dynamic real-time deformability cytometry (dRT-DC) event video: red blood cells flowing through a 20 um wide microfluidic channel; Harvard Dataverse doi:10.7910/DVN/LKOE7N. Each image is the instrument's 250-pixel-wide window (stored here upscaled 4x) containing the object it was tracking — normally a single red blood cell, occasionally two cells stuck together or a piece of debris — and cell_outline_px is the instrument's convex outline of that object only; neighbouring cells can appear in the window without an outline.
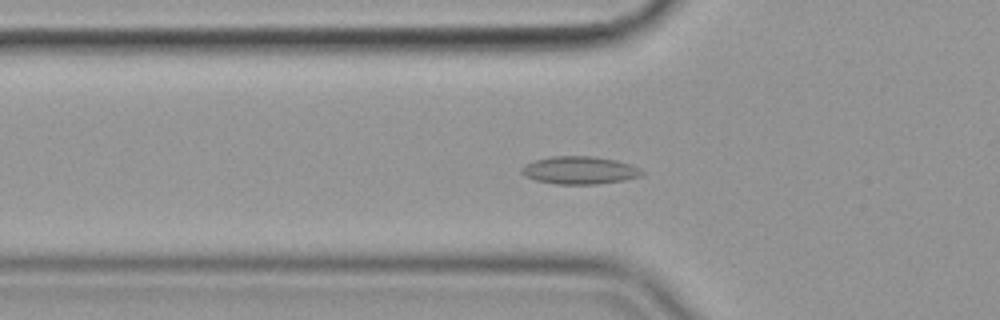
{"species": "common noctule bat (a hibernating species)", "species_latin": "Nyctalus noctula", "temperature_condition": "cold", "stored_images_in_passage": 57, "camera_frame_rate_fps": 3000, "um_per_image_px": 0.085, "animal": {"sex": "female", "body_mass_g": 19.9}, "frame": {"image": 1, "passage_image": 20, "time_ms": 6.333, "image_size_px": [1000, 320], "cell_outline_px": [[644, 172], [640, 176], [624, 180], [596, 184], [556, 184], [536, 180], [524, 176], [520, 172], [520, 168], [524, 164], [532, 160], [552, 156], [592, 156], [616, 160], [628, 164]], "centroid_in_image_um": [49.18, 14.47], "position_along_channel_um": 76.6, "area_um2": 19.42}}
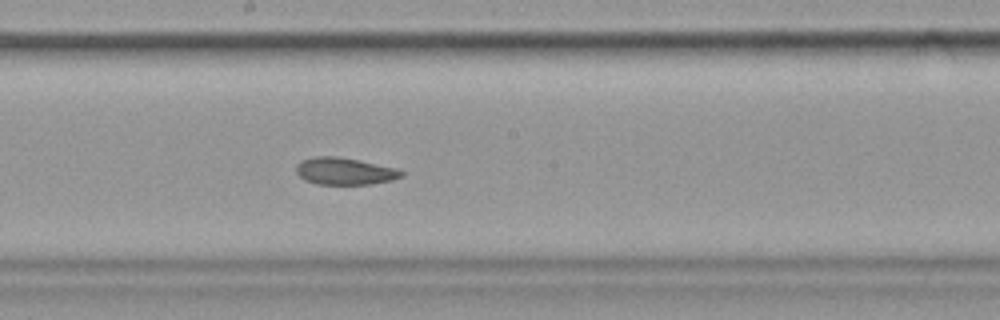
{"frame": {"image": 2, "passage_image": 32, "time_ms": 10.333, "image_size_px": [1000, 320], "cell_outline_px": [[404, 176], [392, 180], [372, 184], [316, 184], [304, 180], [296, 172], [296, 164], [300, 160], [316, 156], [336, 156], [400, 168], [404, 172]], "centroid_in_image_um": [29.32, 14.55], "position_along_channel_um": 218.9, "area_um2": 16.82}}
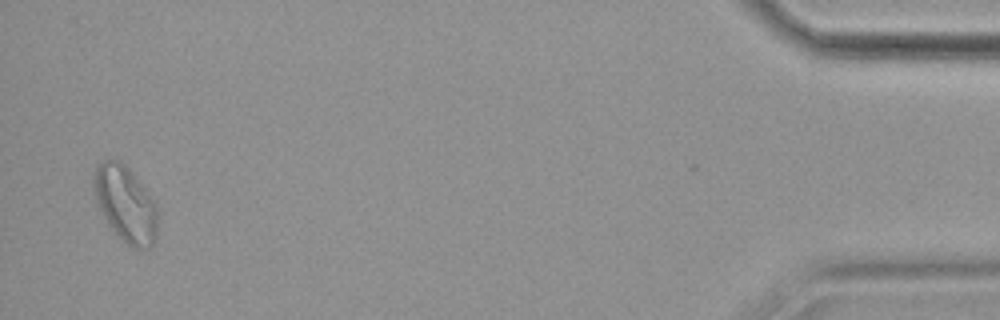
{"frame": {"image": 3, "passage_image": 56, "time_ms": 18.333, "image_size_px": [1000, 320], "cell_outline_px": [[156, 240], [144, 252], [136, 252], [120, 240], [112, 232], [96, 204], [92, 184], [92, 176], [96, 164], [100, 160], [120, 160], [128, 168], [144, 188], [156, 204]], "centroid_in_image_um": [10.61, 17.4], "position_along_channel_um": 424.6, "area_um2": 29.02}, "authors_computed_cell_mechanics": {"area_um2": 18.8428, "velocity_mm_per_s": 3.5532, "shape_relaxation_time_tau1_ms": null, "shape_relaxation_time_tau2_ms": 3.0907, "deformation_change_tau1": null, "deformation_change_tau2": 0.0891}}